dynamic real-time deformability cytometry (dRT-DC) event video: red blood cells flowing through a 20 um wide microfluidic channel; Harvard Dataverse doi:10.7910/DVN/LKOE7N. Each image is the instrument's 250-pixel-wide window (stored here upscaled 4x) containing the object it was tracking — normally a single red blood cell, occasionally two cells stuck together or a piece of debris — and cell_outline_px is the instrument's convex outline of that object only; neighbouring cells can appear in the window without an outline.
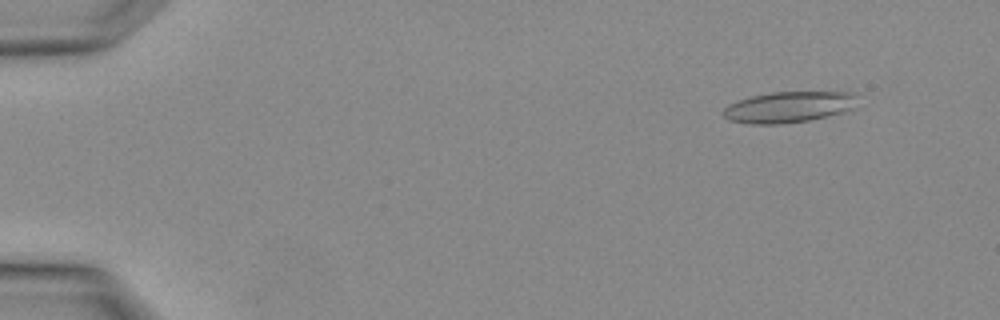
{"species": "Egyptian fruit bat (a non-hibernating species)", "species_latin": "Rousettus aegyptiacus", "temperature_condition": "warm", "stored_images_in_passage": 4, "camera_frame_rate_fps": 3000, "um_per_image_px": 0.085, "animal": {"sex": "female"}, "frame": {"image": 1, "passage_image": 1, "time_ms": 0.0, "image_size_px": [1000, 320], "cell_outline_px": [[856, 108], [844, 112], [808, 120], [784, 124], [748, 124], [728, 120], [720, 112], [728, 104], [752, 96], [772, 92], [852, 92], [856, 96]], "centroid_in_image_um": [67.03, 9.11], "position_along_channel_um": 18.0, "area_um2": 24.39}}
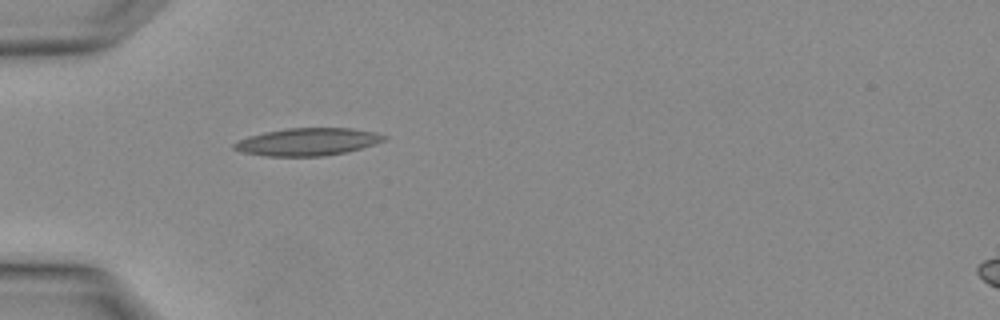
{"frame": {"image": 2, "passage_image": 3, "time_ms": 0.667, "image_size_px": [1000, 320], "cell_outline_px": [[388, 136], [384, 140], [360, 148], [344, 152], [320, 156], [268, 156], [240, 152], [232, 148], [232, 144], [248, 136], [264, 132], [288, 128], [352, 128], [376, 132]], "centroid_in_image_um": [26.11, 12.05], "position_along_channel_um": 58.9, "area_um2": 23.87}}